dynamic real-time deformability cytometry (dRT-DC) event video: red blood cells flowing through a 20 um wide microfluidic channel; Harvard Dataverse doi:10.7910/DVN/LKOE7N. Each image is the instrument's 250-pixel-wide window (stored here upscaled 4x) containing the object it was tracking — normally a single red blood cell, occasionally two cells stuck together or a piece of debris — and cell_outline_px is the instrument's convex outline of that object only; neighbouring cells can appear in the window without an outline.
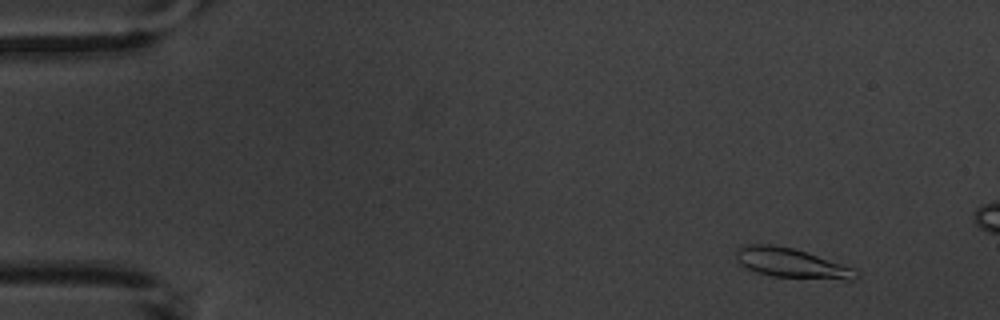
{"species": "common noctule bat (a hibernating species)", "species_latin": "Nyctalus noctula", "temperature_condition": "warm", "stored_images_in_passage": 4, "camera_frame_rate_fps": 3000, "um_per_image_px": 0.085, "animal": {"sex": "male", "body_mass_g": 20.1, "forearm_length_mm": 53.5}, "frame": {"image": 1, "passage_image": 2, "time_ms": 1.333, "image_size_px": [1000, 320], "cell_outline_px": [[860, 276], [852, 280], [848, 280], [772, 276], [756, 272], [744, 268], [740, 264], [736, 256], [736, 248], [744, 244], [768, 244], [792, 248], [852, 268]], "centroid_in_image_um": [67.19, 22.37], "position_along_channel_um": 17.8, "area_um2": 20.35}}